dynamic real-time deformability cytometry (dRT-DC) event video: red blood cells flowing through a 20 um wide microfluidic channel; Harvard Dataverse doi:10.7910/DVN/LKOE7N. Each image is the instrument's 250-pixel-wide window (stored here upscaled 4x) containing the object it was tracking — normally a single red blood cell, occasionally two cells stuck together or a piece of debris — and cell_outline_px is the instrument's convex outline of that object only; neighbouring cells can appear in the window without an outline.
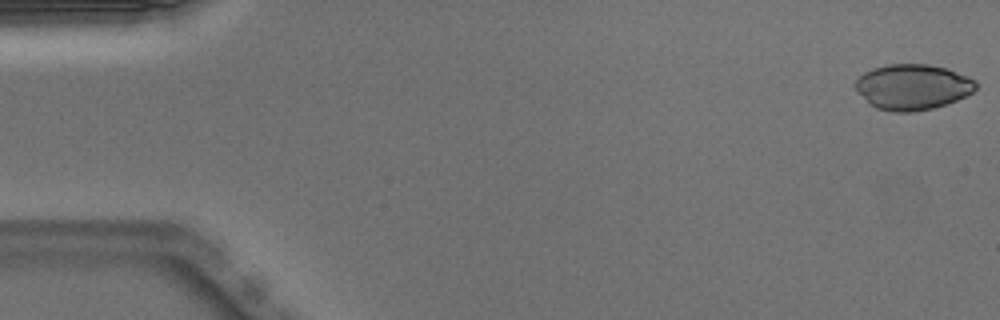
{"species": "Egyptian fruit bat (a non-hibernating species)", "species_latin": "Rousettus aegyptiacus", "temperature_condition": "warm", "stored_images_in_passage": 32, "camera_frame_rate_fps": 3000, "um_per_image_px": 0.085, "animal": {"sex": "male"}, "frame": {"image": 1, "passage_image": 1, "time_ms": 0.0, "image_size_px": [1000, 320], "cell_outline_px": [[976, 88], [972, 92], [956, 100], [932, 108], [912, 112], [892, 112], [876, 108], [868, 104], [856, 88], [856, 80], [864, 72], [872, 68], [888, 64], [928, 64], [948, 68], [968, 76], [976, 80]], "centroid_in_image_um": [77.57, 7.38], "position_along_channel_um": 7.4, "area_um2": 31.96}}
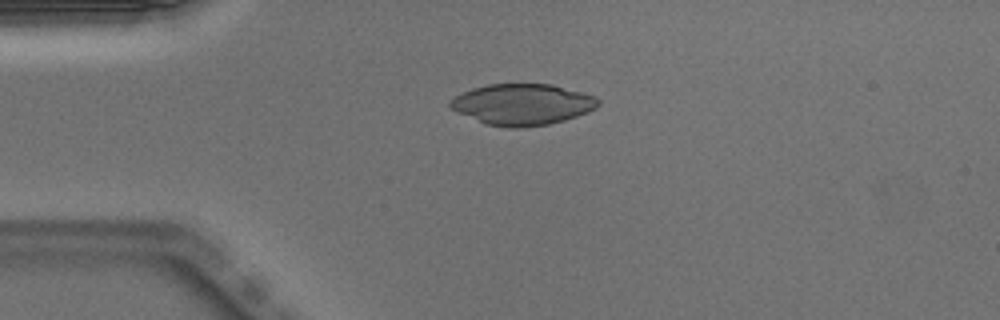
{"frame": {"image": 2, "passage_image": 12, "time_ms": 3.667, "image_size_px": [1000, 320], "cell_outline_px": [[600, 104], [596, 108], [588, 112], [564, 120], [548, 124], [520, 128], [508, 128], [484, 124], [452, 108], [448, 104], [448, 100], [472, 88], [488, 84], [552, 84], [596, 96], [600, 100]], "centroid_in_image_um": [44.43, 8.87], "position_along_channel_um": 40.6, "area_um2": 35.43}}
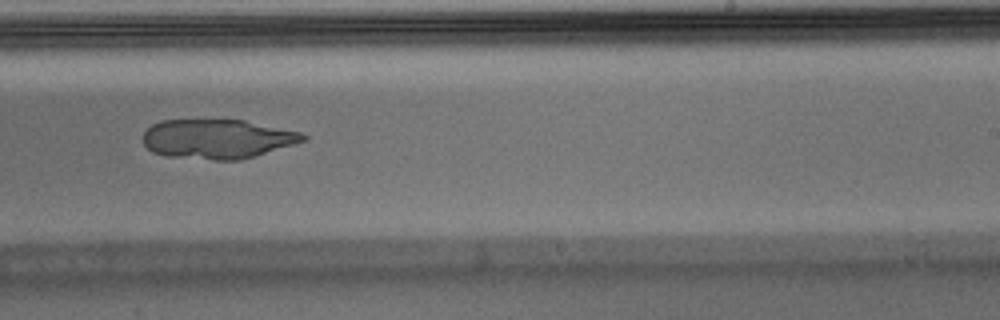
{"frame": {"image": 3, "passage_image": 31, "time_ms": 10.0, "image_size_px": [1000, 320], "cell_outline_px": [[308, 140], [240, 160], [212, 160], [168, 156], [152, 152], [144, 144], [144, 132], [152, 124], [160, 120], [244, 120], [300, 132], [308, 136]], "centroid_in_image_um": [18.48, 11.81], "position_along_channel_um": 270.5, "area_um2": 36.65}}